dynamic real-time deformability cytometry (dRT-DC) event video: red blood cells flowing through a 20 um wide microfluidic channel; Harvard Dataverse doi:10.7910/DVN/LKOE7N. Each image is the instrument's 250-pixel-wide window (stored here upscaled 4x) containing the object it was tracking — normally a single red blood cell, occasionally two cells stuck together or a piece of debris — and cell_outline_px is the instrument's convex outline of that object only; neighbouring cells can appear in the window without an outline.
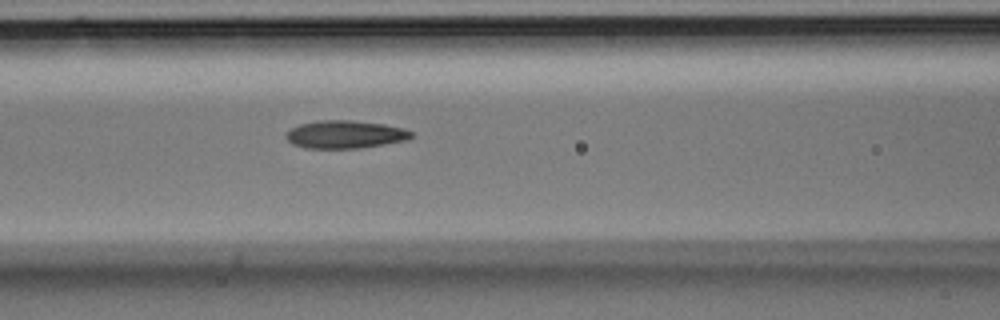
{"species": "Egyptian fruit bat (a non-hibernating species)", "species_latin": "Rousettus aegyptiacus", "temperature_condition": "room temperature", "stored_images_in_passage": 5, "camera_frame_rate_fps": 3000, "um_per_image_px": 0.085, "animal": {"sex": "male"}, "frame": {"image": 1, "passage_image": 5, "time_ms": 1.333, "image_size_px": [1000, 320], "cell_outline_px": [[412, 136], [408, 140], [360, 148], [304, 148], [292, 144], [284, 136], [292, 128], [300, 124], [320, 120], [352, 120], [384, 124], [404, 128], [412, 132]], "centroid_in_image_um": [29.34, 11.42], "position_along_channel_um": 137.3, "area_um2": 20.35}}